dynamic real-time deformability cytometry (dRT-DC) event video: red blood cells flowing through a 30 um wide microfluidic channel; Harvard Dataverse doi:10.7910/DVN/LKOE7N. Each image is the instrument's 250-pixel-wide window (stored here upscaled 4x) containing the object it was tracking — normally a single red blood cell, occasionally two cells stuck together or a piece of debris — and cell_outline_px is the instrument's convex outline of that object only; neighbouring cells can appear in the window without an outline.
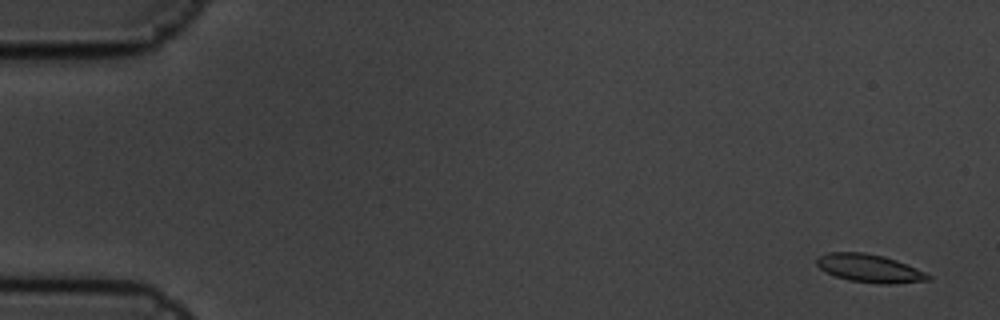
{"species": "common noctule bat (a hibernating species)", "species_latin": "Nyctalus noctula", "temperature_condition": "cold", "stored_images_in_passage": 7, "camera_frame_rate_fps": 3000, "um_per_image_px": 0.085, "animal": {"sex": "male", "body_mass_g": 19.5, "forearm_length_mm": 54.6}, "frame": {"image": 1, "passage_image": 1, "time_ms": 0.0, "image_size_px": [1000, 320], "cell_outline_px": [[932, 280], [892, 284], [880, 284], [848, 280], [836, 276], [820, 268], [816, 264], [816, 260], [820, 256], [828, 252], [864, 252], [884, 256], [896, 260], [916, 268], [932, 276]], "centroid_in_image_um": [73.94, 22.81], "position_along_channel_um": 11.1, "area_um2": 18.21}}
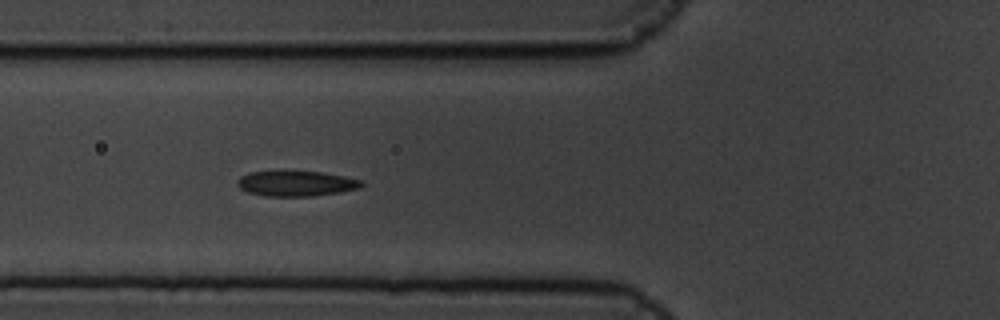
{"frame": {"image": 2, "passage_image": 6, "time_ms": 1.667, "image_size_px": [1000, 320], "cell_outline_px": [[364, 184], [360, 188], [340, 192], [312, 196], [264, 196], [248, 192], [240, 188], [236, 184], [236, 180], [240, 176], [248, 172], [324, 172], [344, 176], [360, 180]], "centroid_in_image_um": [25.15, 15.6], "position_along_channel_um": 100.6, "area_um2": 18.21}}
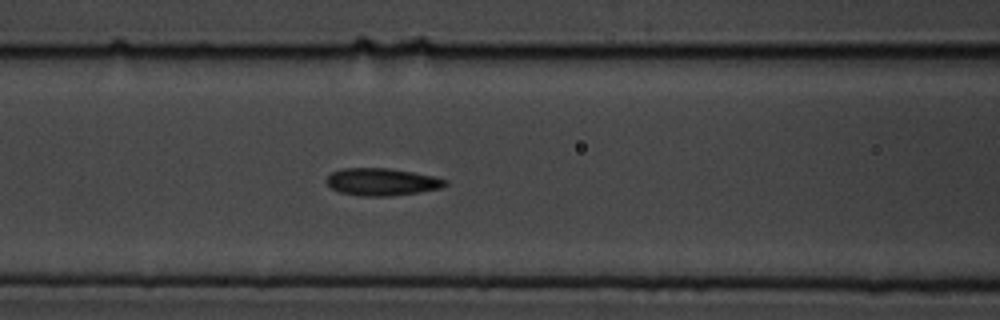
{"frame": {"image": 3, "passage_image": 7, "time_ms": 2.0, "image_size_px": [1000, 320], "cell_outline_px": [[448, 184], [440, 188], [420, 192], [388, 196], [360, 196], [340, 192], [332, 188], [324, 180], [332, 172], [344, 168], [388, 168], [412, 172], [432, 176], [448, 180]], "centroid_in_image_um": [32.45, 15.46], "position_along_channel_um": 134.2, "area_um2": 18.84}}